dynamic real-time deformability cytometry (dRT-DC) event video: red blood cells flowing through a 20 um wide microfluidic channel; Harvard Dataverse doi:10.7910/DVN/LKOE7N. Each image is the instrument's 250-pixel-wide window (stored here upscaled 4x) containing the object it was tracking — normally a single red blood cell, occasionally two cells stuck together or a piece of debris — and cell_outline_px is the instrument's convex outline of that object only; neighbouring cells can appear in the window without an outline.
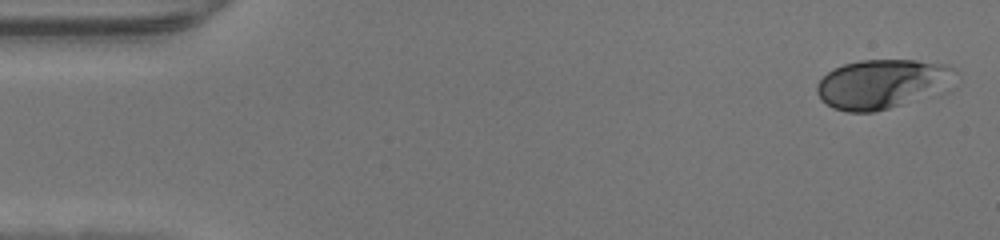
{"species": "human", "species_latin": "Homo sapiens", "temperature_condition": "warm", "stored_images_in_passage": 46, "camera_frame_rate_fps": 3000, "um_per_image_px": 0.085, "donor": {"sex": "male"}, "frame": {"image": 1, "passage_image": 1, "time_ms": 0.0, "image_size_px": [1000, 240], "cell_outline_px": [[956, 72], [952, 88], [948, 92], [876, 112], [848, 112], [832, 108], [820, 100], [816, 92], [816, 84], [828, 72], [844, 64], [860, 60], [916, 60], [944, 64], [956, 68]], "centroid_in_image_um": [75.07, 7.16], "position_along_channel_um": 9.9, "area_um2": 40.81}}
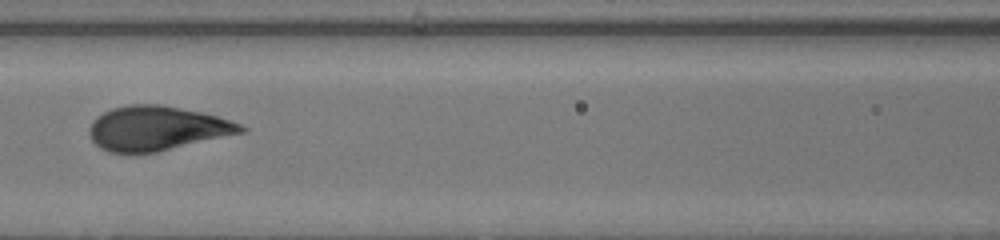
{"frame": {"image": 2, "passage_image": 20, "time_ms": 6.333, "image_size_px": [1000, 240], "cell_outline_px": [[248, 132], [156, 152], [108, 152], [100, 148], [88, 136], [88, 128], [92, 120], [96, 116], [112, 108], [128, 104], [160, 104], [200, 112], [232, 120], [248, 128]], "centroid_in_image_um": [13.34, 10.9], "position_along_channel_um": 153.3, "area_um2": 39.48}}
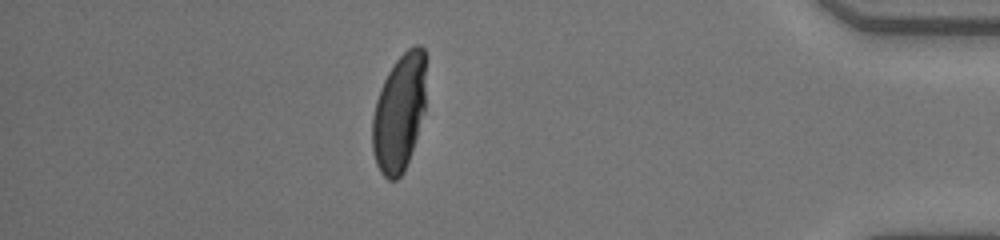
{"frame": {"image": 3, "passage_image": 40, "time_ms": 13.0, "image_size_px": [1000, 240], "cell_outline_px": [[428, 56], [424, 112], [404, 172], [396, 180], [388, 180], [380, 172], [376, 164], [372, 152], [372, 116], [376, 100], [380, 88], [388, 72], [396, 60], [408, 48], [416, 44], [420, 44], [424, 48]], "centroid_in_image_um": [33.95, 9.51], "position_along_channel_um": 401.2, "area_um2": 37.4}}